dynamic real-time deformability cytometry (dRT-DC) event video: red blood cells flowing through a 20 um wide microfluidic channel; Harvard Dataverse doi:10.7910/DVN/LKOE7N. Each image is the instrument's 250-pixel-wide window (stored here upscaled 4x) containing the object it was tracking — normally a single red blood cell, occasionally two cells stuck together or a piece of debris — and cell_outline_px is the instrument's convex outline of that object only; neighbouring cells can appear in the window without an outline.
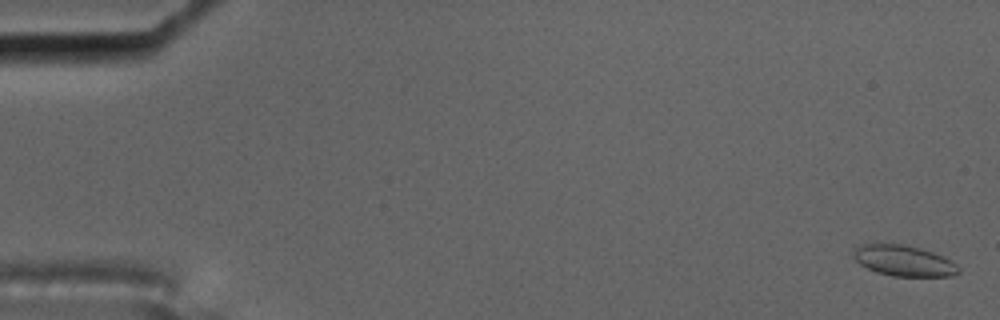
{"species": "common noctule bat (a hibernating species)", "species_latin": "Nyctalus noctula", "temperature_condition": "cold", "stored_images_in_passage": 60, "camera_frame_rate_fps": 3000, "um_per_image_px": 0.085, "animal": {"sex": "male", "body_mass_g": 17.5, "forearm_length_mm": 52.3}, "frame": {"image": 1, "passage_image": 2, "time_ms": 0.333, "image_size_px": [1000, 320], "cell_outline_px": [[960, 272], [952, 276], [892, 276], [876, 272], [860, 264], [852, 256], [856, 244], [904, 244], [920, 248], [932, 252], [956, 264], [960, 268]], "centroid_in_image_um": [76.78, 22.16], "position_along_channel_um": 8.2, "area_um2": 18.79}}
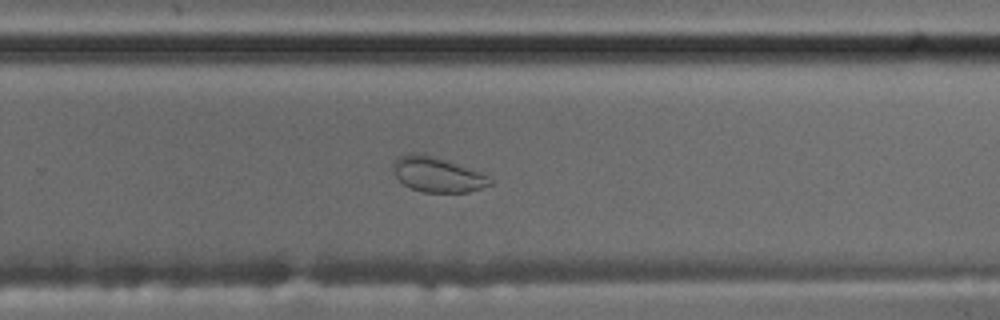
{"frame": {"image": 2, "passage_image": 39, "time_ms": 12.667, "image_size_px": [1000, 320], "cell_outline_px": [[492, 184], [484, 188], [468, 192], [424, 192], [412, 188], [404, 184], [392, 172], [392, 164], [400, 156], [408, 152], [424, 152], [480, 172], [492, 180]], "centroid_in_image_um": [37.15, 14.81], "position_along_channel_um": 292.6, "area_um2": 19.88}}
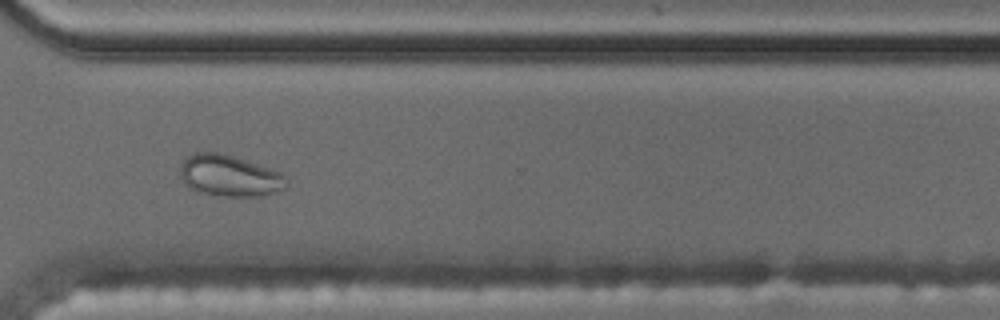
{"frame": {"image": 3, "passage_image": 44, "time_ms": 14.333, "image_size_px": [1000, 320], "cell_outline_px": [[288, 184], [284, 188], [260, 196], [224, 196], [200, 192], [188, 188], [180, 176], [180, 164], [192, 152], [216, 152], [232, 156], [280, 172], [284, 176]], "centroid_in_image_um": [19.45, 14.94], "position_along_channel_um": 351.2, "area_um2": 25.32}, "authors_computed_cell_mechanics": {"area_um2": 18.5249, "velocity_mm_per_s": 3.4933, "shape_relaxation_time_tau1_ms": null, "shape_relaxation_time_tau2_ms": 1.1258, "deformation_change_tau1": null, "deformation_change_tau2": 0.0523}}